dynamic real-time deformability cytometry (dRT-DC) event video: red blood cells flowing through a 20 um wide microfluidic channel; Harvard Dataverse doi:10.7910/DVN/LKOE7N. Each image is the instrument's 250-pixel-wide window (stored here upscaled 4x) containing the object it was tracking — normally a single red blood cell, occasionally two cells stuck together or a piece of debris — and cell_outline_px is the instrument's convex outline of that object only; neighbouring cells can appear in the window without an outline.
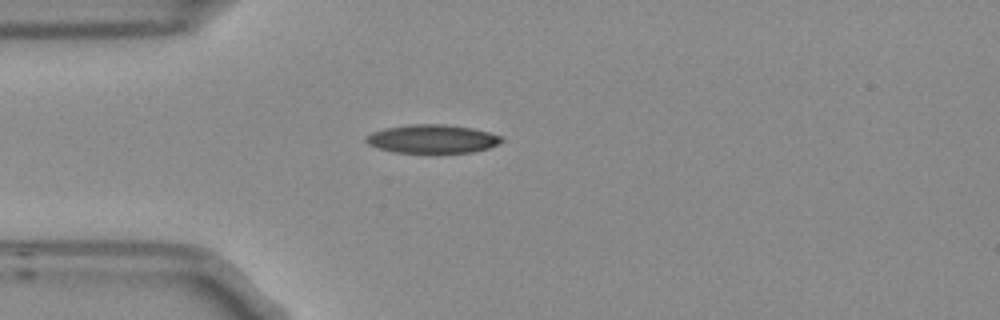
{"species": "Egyptian fruit bat (a non-hibernating species)", "species_latin": "Rousettus aegyptiacus", "temperature_condition": "room temperature", "stored_images_in_passage": 4, "camera_frame_rate_fps": 3000, "um_per_image_px": 0.085, "frame": {"image": 1, "passage_image": 4, "time_ms": 1.0, "image_size_px": [1000, 320], "cell_outline_px": [[504, 140], [488, 148], [472, 152], [432, 156], [392, 152], [368, 144], [364, 140], [372, 132], [384, 128], [412, 124], [444, 124], [472, 128], [504, 136]], "centroid_in_image_um": [36.76, 11.86], "position_along_channel_um": 48.2, "area_um2": 23.47}}